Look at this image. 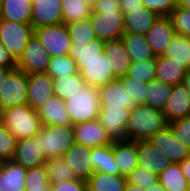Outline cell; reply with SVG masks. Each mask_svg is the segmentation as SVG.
<instances>
[{
	"instance_id": "obj_1",
	"label": "cell",
	"mask_w": 190,
	"mask_h": 191,
	"mask_svg": "<svg viewBox=\"0 0 190 191\" xmlns=\"http://www.w3.org/2000/svg\"><path fill=\"white\" fill-rule=\"evenodd\" d=\"M89 19L96 37L102 41L120 39L125 34L124 14L119 0H99Z\"/></svg>"
},
{
	"instance_id": "obj_2",
	"label": "cell",
	"mask_w": 190,
	"mask_h": 191,
	"mask_svg": "<svg viewBox=\"0 0 190 191\" xmlns=\"http://www.w3.org/2000/svg\"><path fill=\"white\" fill-rule=\"evenodd\" d=\"M168 125L163 111L148 105H136L130 110L126 126V140H148Z\"/></svg>"
},
{
	"instance_id": "obj_3",
	"label": "cell",
	"mask_w": 190,
	"mask_h": 191,
	"mask_svg": "<svg viewBox=\"0 0 190 191\" xmlns=\"http://www.w3.org/2000/svg\"><path fill=\"white\" fill-rule=\"evenodd\" d=\"M0 121L17 140L35 136L43 126L37 110L28 104L2 111Z\"/></svg>"
},
{
	"instance_id": "obj_4",
	"label": "cell",
	"mask_w": 190,
	"mask_h": 191,
	"mask_svg": "<svg viewBox=\"0 0 190 191\" xmlns=\"http://www.w3.org/2000/svg\"><path fill=\"white\" fill-rule=\"evenodd\" d=\"M72 125L93 121L99 118V88L85 85L72 97L64 100Z\"/></svg>"
},
{
	"instance_id": "obj_5",
	"label": "cell",
	"mask_w": 190,
	"mask_h": 191,
	"mask_svg": "<svg viewBox=\"0 0 190 191\" xmlns=\"http://www.w3.org/2000/svg\"><path fill=\"white\" fill-rule=\"evenodd\" d=\"M35 136L46 160L62 158L75 144L73 125L42 126Z\"/></svg>"
},
{
	"instance_id": "obj_6",
	"label": "cell",
	"mask_w": 190,
	"mask_h": 191,
	"mask_svg": "<svg viewBox=\"0 0 190 191\" xmlns=\"http://www.w3.org/2000/svg\"><path fill=\"white\" fill-rule=\"evenodd\" d=\"M35 28L31 23L12 22L0 19V43L18 61L29 40L34 36Z\"/></svg>"
},
{
	"instance_id": "obj_7",
	"label": "cell",
	"mask_w": 190,
	"mask_h": 191,
	"mask_svg": "<svg viewBox=\"0 0 190 191\" xmlns=\"http://www.w3.org/2000/svg\"><path fill=\"white\" fill-rule=\"evenodd\" d=\"M28 74L15 68L7 76L0 91V113L27 104Z\"/></svg>"
},
{
	"instance_id": "obj_8",
	"label": "cell",
	"mask_w": 190,
	"mask_h": 191,
	"mask_svg": "<svg viewBox=\"0 0 190 191\" xmlns=\"http://www.w3.org/2000/svg\"><path fill=\"white\" fill-rule=\"evenodd\" d=\"M35 36L50 57L69 55L72 41L65 23L35 28Z\"/></svg>"
},
{
	"instance_id": "obj_9",
	"label": "cell",
	"mask_w": 190,
	"mask_h": 191,
	"mask_svg": "<svg viewBox=\"0 0 190 191\" xmlns=\"http://www.w3.org/2000/svg\"><path fill=\"white\" fill-rule=\"evenodd\" d=\"M77 69L86 85L101 87L117 79L109 68L108 59L102 53L98 58L79 59Z\"/></svg>"
},
{
	"instance_id": "obj_10",
	"label": "cell",
	"mask_w": 190,
	"mask_h": 191,
	"mask_svg": "<svg viewBox=\"0 0 190 191\" xmlns=\"http://www.w3.org/2000/svg\"><path fill=\"white\" fill-rule=\"evenodd\" d=\"M148 141L162 151L171 163H181L190 155V148L183 144L169 125L157 131Z\"/></svg>"
},
{
	"instance_id": "obj_11",
	"label": "cell",
	"mask_w": 190,
	"mask_h": 191,
	"mask_svg": "<svg viewBox=\"0 0 190 191\" xmlns=\"http://www.w3.org/2000/svg\"><path fill=\"white\" fill-rule=\"evenodd\" d=\"M49 60V53L34 34L26 45L22 56L17 61L16 68L24 71L28 75L33 73H46Z\"/></svg>"
},
{
	"instance_id": "obj_12",
	"label": "cell",
	"mask_w": 190,
	"mask_h": 191,
	"mask_svg": "<svg viewBox=\"0 0 190 191\" xmlns=\"http://www.w3.org/2000/svg\"><path fill=\"white\" fill-rule=\"evenodd\" d=\"M130 110L120 107H100L99 120L112 142L126 140V126Z\"/></svg>"
},
{
	"instance_id": "obj_13",
	"label": "cell",
	"mask_w": 190,
	"mask_h": 191,
	"mask_svg": "<svg viewBox=\"0 0 190 191\" xmlns=\"http://www.w3.org/2000/svg\"><path fill=\"white\" fill-rule=\"evenodd\" d=\"M54 96L53 78L47 73L28 75L27 104L38 110Z\"/></svg>"
},
{
	"instance_id": "obj_14",
	"label": "cell",
	"mask_w": 190,
	"mask_h": 191,
	"mask_svg": "<svg viewBox=\"0 0 190 191\" xmlns=\"http://www.w3.org/2000/svg\"><path fill=\"white\" fill-rule=\"evenodd\" d=\"M176 34L170 17L160 16L145 37L155 56H161Z\"/></svg>"
},
{
	"instance_id": "obj_15",
	"label": "cell",
	"mask_w": 190,
	"mask_h": 191,
	"mask_svg": "<svg viewBox=\"0 0 190 191\" xmlns=\"http://www.w3.org/2000/svg\"><path fill=\"white\" fill-rule=\"evenodd\" d=\"M31 25L34 28L63 23L62 0H32Z\"/></svg>"
},
{
	"instance_id": "obj_16",
	"label": "cell",
	"mask_w": 190,
	"mask_h": 191,
	"mask_svg": "<svg viewBox=\"0 0 190 191\" xmlns=\"http://www.w3.org/2000/svg\"><path fill=\"white\" fill-rule=\"evenodd\" d=\"M162 111L168 124L190 116V91L183 83L172 87Z\"/></svg>"
},
{
	"instance_id": "obj_17",
	"label": "cell",
	"mask_w": 190,
	"mask_h": 191,
	"mask_svg": "<svg viewBox=\"0 0 190 191\" xmlns=\"http://www.w3.org/2000/svg\"><path fill=\"white\" fill-rule=\"evenodd\" d=\"M73 129L75 143L85 147L93 148L113 143L99 119L73 125Z\"/></svg>"
},
{
	"instance_id": "obj_18",
	"label": "cell",
	"mask_w": 190,
	"mask_h": 191,
	"mask_svg": "<svg viewBox=\"0 0 190 191\" xmlns=\"http://www.w3.org/2000/svg\"><path fill=\"white\" fill-rule=\"evenodd\" d=\"M12 160L27 169L45 165L47 162L40 148V140L36 136L18 140Z\"/></svg>"
},
{
	"instance_id": "obj_19",
	"label": "cell",
	"mask_w": 190,
	"mask_h": 191,
	"mask_svg": "<svg viewBox=\"0 0 190 191\" xmlns=\"http://www.w3.org/2000/svg\"><path fill=\"white\" fill-rule=\"evenodd\" d=\"M137 154L138 166L158 176L171 163L167 156L148 140H137Z\"/></svg>"
},
{
	"instance_id": "obj_20",
	"label": "cell",
	"mask_w": 190,
	"mask_h": 191,
	"mask_svg": "<svg viewBox=\"0 0 190 191\" xmlns=\"http://www.w3.org/2000/svg\"><path fill=\"white\" fill-rule=\"evenodd\" d=\"M68 166L72 169L74 176L87 180L94 172L92 165L91 147H85L75 143L63 156Z\"/></svg>"
},
{
	"instance_id": "obj_21",
	"label": "cell",
	"mask_w": 190,
	"mask_h": 191,
	"mask_svg": "<svg viewBox=\"0 0 190 191\" xmlns=\"http://www.w3.org/2000/svg\"><path fill=\"white\" fill-rule=\"evenodd\" d=\"M103 53L108 59L109 68L117 79L126 75L131 60L121 38L106 41Z\"/></svg>"
},
{
	"instance_id": "obj_22",
	"label": "cell",
	"mask_w": 190,
	"mask_h": 191,
	"mask_svg": "<svg viewBox=\"0 0 190 191\" xmlns=\"http://www.w3.org/2000/svg\"><path fill=\"white\" fill-rule=\"evenodd\" d=\"M27 168L13 161L0 162V191H25Z\"/></svg>"
},
{
	"instance_id": "obj_23",
	"label": "cell",
	"mask_w": 190,
	"mask_h": 191,
	"mask_svg": "<svg viewBox=\"0 0 190 191\" xmlns=\"http://www.w3.org/2000/svg\"><path fill=\"white\" fill-rule=\"evenodd\" d=\"M99 98L101 107L123 106L131 110L136 106L135 102L124 89L120 79H115L99 87Z\"/></svg>"
},
{
	"instance_id": "obj_24",
	"label": "cell",
	"mask_w": 190,
	"mask_h": 191,
	"mask_svg": "<svg viewBox=\"0 0 190 191\" xmlns=\"http://www.w3.org/2000/svg\"><path fill=\"white\" fill-rule=\"evenodd\" d=\"M114 160L119 175L127 178L138 166L137 140L114 142Z\"/></svg>"
},
{
	"instance_id": "obj_25",
	"label": "cell",
	"mask_w": 190,
	"mask_h": 191,
	"mask_svg": "<svg viewBox=\"0 0 190 191\" xmlns=\"http://www.w3.org/2000/svg\"><path fill=\"white\" fill-rule=\"evenodd\" d=\"M159 17L144 5L141 8L130 9V12L124 14L125 33L145 36Z\"/></svg>"
},
{
	"instance_id": "obj_26",
	"label": "cell",
	"mask_w": 190,
	"mask_h": 191,
	"mask_svg": "<svg viewBox=\"0 0 190 191\" xmlns=\"http://www.w3.org/2000/svg\"><path fill=\"white\" fill-rule=\"evenodd\" d=\"M37 112L43 126L72 125L65 102L56 96H52Z\"/></svg>"
},
{
	"instance_id": "obj_27",
	"label": "cell",
	"mask_w": 190,
	"mask_h": 191,
	"mask_svg": "<svg viewBox=\"0 0 190 191\" xmlns=\"http://www.w3.org/2000/svg\"><path fill=\"white\" fill-rule=\"evenodd\" d=\"M32 8V0H0V19L30 23Z\"/></svg>"
},
{
	"instance_id": "obj_28",
	"label": "cell",
	"mask_w": 190,
	"mask_h": 191,
	"mask_svg": "<svg viewBox=\"0 0 190 191\" xmlns=\"http://www.w3.org/2000/svg\"><path fill=\"white\" fill-rule=\"evenodd\" d=\"M188 68L179 62L170 60L165 56H157L156 60V79L169 85H177L183 82Z\"/></svg>"
},
{
	"instance_id": "obj_29",
	"label": "cell",
	"mask_w": 190,
	"mask_h": 191,
	"mask_svg": "<svg viewBox=\"0 0 190 191\" xmlns=\"http://www.w3.org/2000/svg\"><path fill=\"white\" fill-rule=\"evenodd\" d=\"M121 39L131 62H143L156 57L144 35L125 33Z\"/></svg>"
},
{
	"instance_id": "obj_30",
	"label": "cell",
	"mask_w": 190,
	"mask_h": 191,
	"mask_svg": "<svg viewBox=\"0 0 190 191\" xmlns=\"http://www.w3.org/2000/svg\"><path fill=\"white\" fill-rule=\"evenodd\" d=\"M91 155L94 172L119 175L118 168L114 160V142L109 145L91 148Z\"/></svg>"
},
{
	"instance_id": "obj_31",
	"label": "cell",
	"mask_w": 190,
	"mask_h": 191,
	"mask_svg": "<svg viewBox=\"0 0 190 191\" xmlns=\"http://www.w3.org/2000/svg\"><path fill=\"white\" fill-rule=\"evenodd\" d=\"M86 182L88 191H124L127 178L120 175L93 172Z\"/></svg>"
},
{
	"instance_id": "obj_32",
	"label": "cell",
	"mask_w": 190,
	"mask_h": 191,
	"mask_svg": "<svg viewBox=\"0 0 190 191\" xmlns=\"http://www.w3.org/2000/svg\"><path fill=\"white\" fill-rule=\"evenodd\" d=\"M172 85L166 84L158 79H153L146 83L145 105L160 110L164 109L166 101L168 100Z\"/></svg>"
},
{
	"instance_id": "obj_33",
	"label": "cell",
	"mask_w": 190,
	"mask_h": 191,
	"mask_svg": "<svg viewBox=\"0 0 190 191\" xmlns=\"http://www.w3.org/2000/svg\"><path fill=\"white\" fill-rule=\"evenodd\" d=\"M166 191H187L188 182L179 163H170L158 176Z\"/></svg>"
},
{
	"instance_id": "obj_34",
	"label": "cell",
	"mask_w": 190,
	"mask_h": 191,
	"mask_svg": "<svg viewBox=\"0 0 190 191\" xmlns=\"http://www.w3.org/2000/svg\"><path fill=\"white\" fill-rule=\"evenodd\" d=\"M190 68V37L176 34L163 55Z\"/></svg>"
},
{
	"instance_id": "obj_35",
	"label": "cell",
	"mask_w": 190,
	"mask_h": 191,
	"mask_svg": "<svg viewBox=\"0 0 190 191\" xmlns=\"http://www.w3.org/2000/svg\"><path fill=\"white\" fill-rule=\"evenodd\" d=\"M86 83L80 73L62 78H53L54 96L67 100L85 87Z\"/></svg>"
},
{
	"instance_id": "obj_36",
	"label": "cell",
	"mask_w": 190,
	"mask_h": 191,
	"mask_svg": "<svg viewBox=\"0 0 190 191\" xmlns=\"http://www.w3.org/2000/svg\"><path fill=\"white\" fill-rule=\"evenodd\" d=\"M67 30L71 38V45H86L97 38L89 18L67 23Z\"/></svg>"
},
{
	"instance_id": "obj_37",
	"label": "cell",
	"mask_w": 190,
	"mask_h": 191,
	"mask_svg": "<svg viewBox=\"0 0 190 191\" xmlns=\"http://www.w3.org/2000/svg\"><path fill=\"white\" fill-rule=\"evenodd\" d=\"M92 10L83 0H62L63 23L89 18Z\"/></svg>"
},
{
	"instance_id": "obj_38",
	"label": "cell",
	"mask_w": 190,
	"mask_h": 191,
	"mask_svg": "<svg viewBox=\"0 0 190 191\" xmlns=\"http://www.w3.org/2000/svg\"><path fill=\"white\" fill-rule=\"evenodd\" d=\"M25 191H54L45 165L27 169Z\"/></svg>"
},
{
	"instance_id": "obj_39",
	"label": "cell",
	"mask_w": 190,
	"mask_h": 191,
	"mask_svg": "<svg viewBox=\"0 0 190 191\" xmlns=\"http://www.w3.org/2000/svg\"><path fill=\"white\" fill-rule=\"evenodd\" d=\"M46 73L52 78H62L77 74V64L70 55L50 57Z\"/></svg>"
},
{
	"instance_id": "obj_40",
	"label": "cell",
	"mask_w": 190,
	"mask_h": 191,
	"mask_svg": "<svg viewBox=\"0 0 190 191\" xmlns=\"http://www.w3.org/2000/svg\"><path fill=\"white\" fill-rule=\"evenodd\" d=\"M156 60L157 56L143 62H131L126 76L143 83L156 79Z\"/></svg>"
},
{
	"instance_id": "obj_41",
	"label": "cell",
	"mask_w": 190,
	"mask_h": 191,
	"mask_svg": "<svg viewBox=\"0 0 190 191\" xmlns=\"http://www.w3.org/2000/svg\"><path fill=\"white\" fill-rule=\"evenodd\" d=\"M45 166L50 183H58L76 178L63 157L49 159Z\"/></svg>"
},
{
	"instance_id": "obj_42",
	"label": "cell",
	"mask_w": 190,
	"mask_h": 191,
	"mask_svg": "<svg viewBox=\"0 0 190 191\" xmlns=\"http://www.w3.org/2000/svg\"><path fill=\"white\" fill-rule=\"evenodd\" d=\"M105 43L95 38L86 45H71L69 55L75 62L79 59L98 58L104 52Z\"/></svg>"
},
{
	"instance_id": "obj_43",
	"label": "cell",
	"mask_w": 190,
	"mask_h": 191,
	"mask_svg": "<svg viewBox=\"0 0 190 191\" xmlns=\"http://www.w3.org/2000/svg\"><path fill=\"white\" fill-rule=\"evenodd\" d=\"M17 141L13 134L0 121V162L13 159Z\"/></svg>"
},
{
	"instance_id": "obj_44",
	"label": "cell",
	"mask_w": 190,
	"mask_h": 191,
	"mask_svg": "<svg viewBox=\"0 0 190 191\" xmlns=\"http://www.w3.org/2000/svg\"><path fill=\"white\" fill-rule=\"evenodd\" d=\"M177 34L190 37V10L177 5L169 15Z\"/></svg>"
},
{
	"instance_id": "obj_45",
	"label": "cell",
	"mask_w": 190,
	"mask_h": 191,
	"mask_svg": "<svg viewBox=\"0 0 190 191\" xmlns=\"http://www.w3.org/2000/svg\"><path fill=\"white\" fill-rule=\"evenodd\" d=\"M119 79L122 81L124 89L135 102V104H144L146 94V83H143L138 80H133L127 77L126 75L120 77Z\"/></svg>"
},
{
	"instance_id": "obj_46",
	"label": "cell",
	"mask_w": 190,
	"mask_h": 191,
	"mask_svg": "<svg viewBox=\"0 0 190 191\" xmlns=\"http://www.w3.org/2000/svg\"><path fill=\"white\" fill-rule=\"evenodd\" d=\"M127 181L138 187L145 189L149 185L158 181V175L149 172L147 169H143L137 166L127 177Z\"/></svg>"
},
{
	"instance_id": "obj_47",
	"label": "cell",
	"mask_w": 190,
	"mask_h": 191,
	"mask_svg": "<svg viewBox=\"0 0 190 191\" xmlns=\"http://www.w3.org/2000/svg\"><path fill=\"white\" fill-rule=\"evenodd\" d=\"M142 3L158 16H169L177 6V0H142Z\"/></svg>"
},
{
	"instance_id": "obj_48",
	"label": "cell",
	"mask_w": 190,
	"mask_h": 191,
	"mask_svg": "<svg viewBox=\"0 0 190 191\" xmlns=\"http://www.w3.org/2000/svg\"><path fill=\"white\" fill-rule=\"evenodd\" d=\"M176 137L190 148V116L168 124Z\"/></svg>"
},
{
	"instance_id": "obj_49",
	"label": "cell",
	"mask_w": 190,
	"mask_h": 191,
	"mask_svg": "<svg viewBox=\"0 0 190 191\" xmlns=\"http://www.w3.org/2000/svg\"><path fill=\"white\" fill-rule=\"evenodd\" d=\"M54 191H88L86 180L75 178L58 183H50Z\"/></svg>"
},
{
	"instance_id": "obj_50",
	"label": "cell",
	"mask_w": 190,
	"mask_h": 191,
	"mask_svg": "<svg viewBox=\"0 0 190 191\" xmlns=\"http://www.w3.org/2000/svg\"><path fill=\"white\" fill-rule=\"evenodd\" d=\"M17 61L12 57L9 51L0 43V67L16 68Z\"/></svg>"
},
{
	"instance_id": "obj_51",
	"label": "cell",
	"mask_w": 190,
	"mask_h": 191,
	"mask_svg": "<svg viewBox=\"0 0 190 191\" xmlns=\"http://www.w3.org/2000/svg\"><path fill=\"white\" fill-rule=\"evenodd\" d=\"M122 13L130 12V9L141 8L143 6L142 0H119Z\"/></svg>"
},
{
	"instance_id": "obj_52",
	"label": "cell",
	"mask_w": 190,
	"mask_h": 191,
	"mask_svg": "<svg viewBox=\"0 0 190 191\" xmlns=\"http://www.w3.org/2000/svg\"><path fill=\"white\" fill-rule=\"evenodd\" d=\"M180 164L182 172L186 177L188 183H190V155L187 159H184Z\"/></svg>"
},
{
	"instance_id": "obj_53",
	"label": "cell",
	"mask_w": 190,
	"mask_h": 191,
	"mask_svg": "<svg viewBox=\"0 0 190 191\" xmlns=\"http://www.w3.org/2000/svg\"><path fill=\"white\" fill-rule=\"evenodd\" d=\"M15 68H4L0 67V91L1 88L3 87V84L8 76V74Z\"/></svg>"
},
{
	"instance_id": "obj_54",
	"label": "cell",
	"mask_w": 190,
	"mask_h": 191,
	"mask_svg": "<svg viewBox=\"0 0 190 191\" xmlns=\"http://www.w3.org/2000/svg\"><path fill=\"white\" fill-rule=\"evenodd\" d=\"M145 191H166L164 187L161 185L160 181L158 180L157 182L149 185L144 189Z\"/></svg>"
},
{
	"instance_id": "obj_55",
	"label": "cell",
	"mask_w": 190,
	"mask_h": 191,
	"mask_svg": "<svg viewBox=\"0 0 190 191\" xmlns=\"http://www.w3.org/2000/svg\"><path fill=\"white\" fill-rule=\"evenodd\" d=\"M124 191H145V190L127 181L125 184Z\"/></svg>"
},
{
	"instance_id": "obj_56",
	"label": "cell",
	"mask_w": 190,
	"mask_h": 191,
	"mask_svg": "<svg viewBox=\"0 0 190 191\" xmlns=\"http://www.w3.org/2000/svg\"><path fill=\"white\" fill-rule=\"evenodd\" d=\"M182 83L190 91V68L186 71Z\"/></svg>"
},
{
	"instance_id": "obj_57",
	"label": "cell",
	"mask_w": 190,
	"mask_h": 191,
	"mask_svg": "<svg viewBox=\"0 0 190 191\" xmlns=\"http://www.w3.org/2000/svg\"><path fill=\"white\" fill-rule=\"evenodd\" d=\"M177 5L185 7L190 10V0H177Z\"/></svg>"
},
{
	"instance_id": "obj_58",
	"label": "cell",
	"mask_w": 190,
	"mask_h": 191,
	"mask_svg": "<svg viewBox=\"0 0 190 191\" xmlns=\"http://www.w3.org/2000/svg\"><path fill=\"white\" fill-rule=\"evenodd\" d=\"M90 8H94L99 0H83Z\"/></svg>"
},
{
	"instance_id": "obj_59",
	"label": "cell",
	"mask_w": 190,
	"mask_h": 191,
	"mask_svg": "<svg viewBox=\"0 0 190 191\" xmlns=\"http://www.w3.org/2000/svg\"><path fill=\"white\" fill-rule=\"evenodd\" d=\"M187 191H190V183H188Z\"/></svg>"
}]
</instances>
